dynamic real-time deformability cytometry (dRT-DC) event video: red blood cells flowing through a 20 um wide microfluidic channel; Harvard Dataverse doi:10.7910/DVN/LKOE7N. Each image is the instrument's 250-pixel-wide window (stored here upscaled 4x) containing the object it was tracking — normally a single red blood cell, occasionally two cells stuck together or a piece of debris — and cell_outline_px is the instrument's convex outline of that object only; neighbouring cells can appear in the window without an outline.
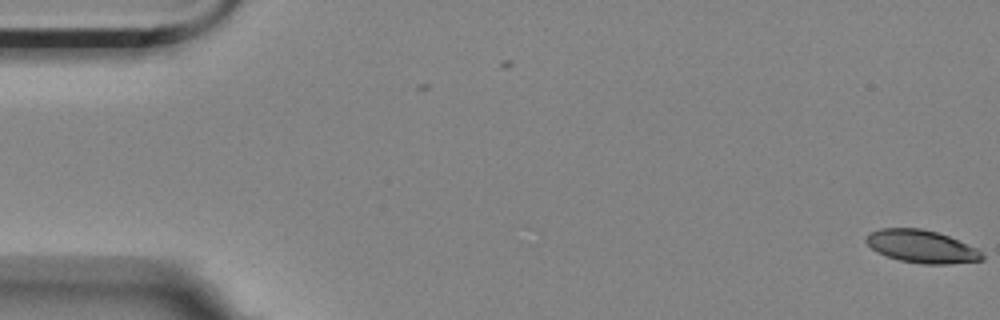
{"species": "Egyptian fruit bat (a non-hibernating species)", "species_latin": "Rousettus aegyptiacus", "temperature_condition": "room temperature", "stored_images_in_passage": 2, "camera_frame_rate_fps": 3000, "um_per_image_px": 0.085, "animal": {"sex": "female"}, "frame": {"image": 1, "passage_image": 2, "time_ms": 0.333, "image_size_px": [1000, 320], "cell_outline_px": [[984, 260], [948, 264], [924, 264], [900, 260], [888, 256], [872, 248], [864, 240], [868, 232], [880, 228], [920, 228], [936, 232], [948, 236], [976, 248], [984, 256]], "centroid_in_image_um": [78.32, 20.94], "position_along_channel_um": 6.7, "area_um2": 21.91}}